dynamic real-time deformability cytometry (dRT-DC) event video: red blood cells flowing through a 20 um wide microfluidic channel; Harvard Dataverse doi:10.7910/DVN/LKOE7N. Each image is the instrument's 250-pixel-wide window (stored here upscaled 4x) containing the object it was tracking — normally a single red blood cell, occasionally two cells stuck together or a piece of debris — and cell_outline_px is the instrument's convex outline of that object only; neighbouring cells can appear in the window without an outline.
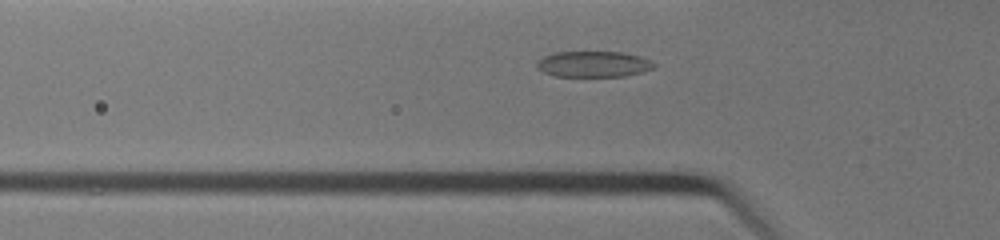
{"species": "common noctule bat (a hibernating species)", "species_latin": "Nyctalus noctula", "temperature_condition": "warm", "stored_images_in_passage": 29, "camera_frame_rate_fps": 3000, "um_per_image_px": 0.085, "animal": {"sex": "female", "body_mass_g": 19.0, "forearm_length_mm": 51.5}, "frame": {"image": 1, "passage_image": 7, "time_ms": 2.0, "image_size_px": [1000, 240], "cell_outline_px": [[656, 64], [652, 68], [640, 72], [624, 76], [556, 76], [544, 72], [536, 68], [536, 60], [544, 56], [556, 52], [624, 52], [640, 56]], "centroid_in_image_um": [50.4, 5.44], "position_along_channel_um": 75.4, "area_um2": 17.57}}
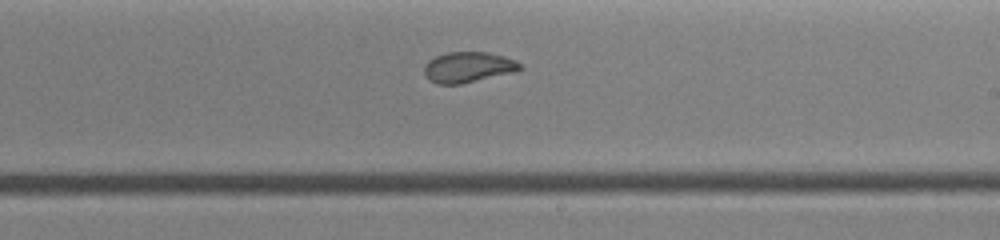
{"frame": {"image": 2, "passage_image": 18, "time_ms": 5.667, "image_size_px": [1000, 240], "cell_outline_px": [[524, 68], [516, 72], [460, 84], [436, 84], [428, 80], [424, 72], [424, 64], [428, 60], [436, 56], [448, 52], [488, 52], [504, 56], [516, 60]], "centroid_in_image_um": [39.8, 5.71], "position_along_channel_um": 249.2, "area_um2": 17.28}}
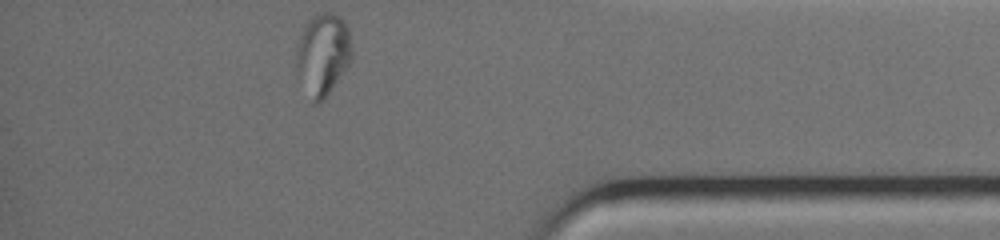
{"frame": {"image": 3, "passage_image": 29, "time_ms": 9.333, "image_size_px": [1000, 240], "cell_outline_px": [[352, 60], [324, 100], [316, 104], [312, 104], [296, 64], [296, 48], [304, 24], [316, 12], [332, 12], [340, 16], [344, 20], [348, 28], [352, 48]], "centroid_in_image_um": [27.46, 4.57], "position_along_channel_um": 407.7, "area_um2": 26.65}}